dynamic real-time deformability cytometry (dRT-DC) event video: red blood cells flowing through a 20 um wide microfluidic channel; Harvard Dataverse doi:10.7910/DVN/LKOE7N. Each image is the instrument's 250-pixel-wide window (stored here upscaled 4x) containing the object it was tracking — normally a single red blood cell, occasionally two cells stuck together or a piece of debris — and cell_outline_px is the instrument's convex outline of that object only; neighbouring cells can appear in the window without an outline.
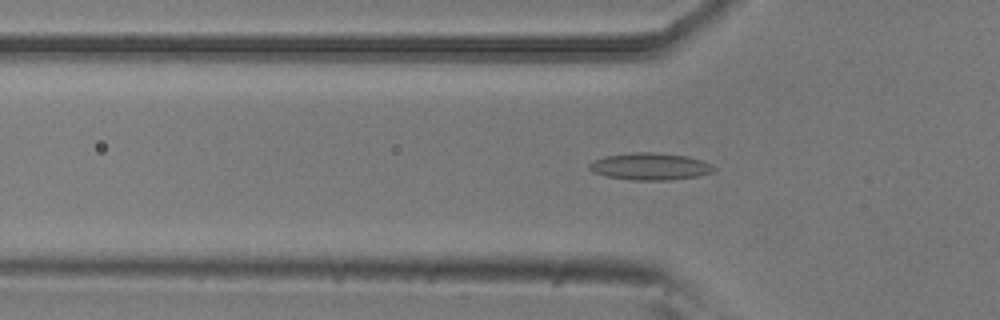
{"species": "common noctule bat (a hibernating species)", "species_latin": "Nyctalus noctula", "temperature_condition": "room temperature", "stored_images_in_passage": 49, "camera_frame_rate_fps": 3000, "um_per_image_px": 0.085, "animal": {"sex": "male", "body_mass_g": 20.5, "forearm_length_mm": 52.5}, "frame": {"image": 1, "passage_image": 17, "time_ms": 5.333, "image_size_px": [1000, 320], "cell_outline_px": [[716, 168], [712, 172], [696, 176], [668, 180], [632, 180], [604, 176], [592, 172], [588, 168], [588, 164], [604, 156], [636, 152], [652, 152], [688, 156], [700, 160]], "centroid_in_image_um": [55.2, 14.15], "position_along_channel_um": 70.6, "area_um2": 19.48}}
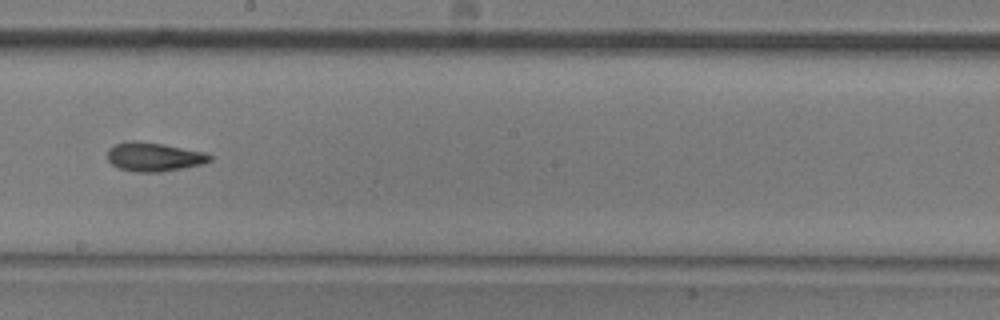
{"frame": {"image": 2, "passage_image": 30, "time_ms": 9.667, "image_size_px": [1000, 320], "cell_outline_px": [[212, 160], [204, 164], [160, 172], [136, 172], [120, 168], [112, 164], [108, 160], [108, 148], [124, 140], [136, 140], [164, 144], [204, 152], [212, 156]], "centroid_in_image_um": [13.08, 13.32], "position_along_channel_um": 235.1, "area_um2": 17.34}}
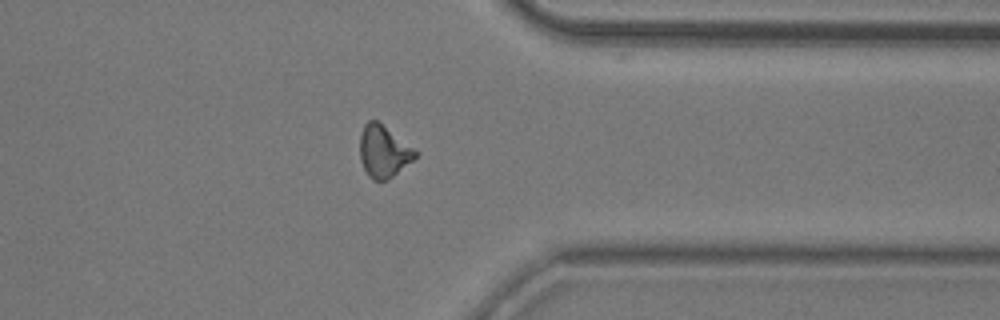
{"frame": {"image": 3, "passage_image": 42, "time_ms": 13.667, "image_size_px": [1000, 320], "cell_outline_px": [[420, 152], [412, 160], [388, 180], [372, 180], [368, 176], [360, 160], [360, 132], [364, 124], [368, 120], [376, 120]], "centroid_in_image_um": [32.59, 12.87], "position_along_channel_um": 378.8, "area_um2": 16.76}}